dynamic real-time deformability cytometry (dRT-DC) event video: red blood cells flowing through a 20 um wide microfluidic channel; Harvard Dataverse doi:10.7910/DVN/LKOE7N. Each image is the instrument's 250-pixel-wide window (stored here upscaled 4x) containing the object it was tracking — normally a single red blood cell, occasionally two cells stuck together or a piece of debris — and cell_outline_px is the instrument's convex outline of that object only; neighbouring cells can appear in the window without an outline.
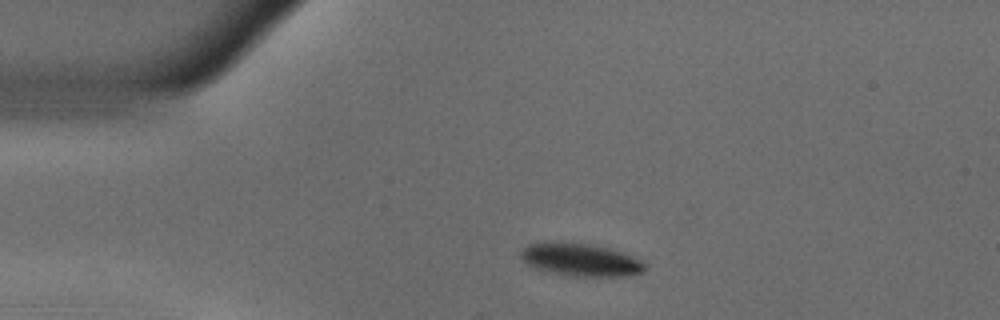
{"species": "common noctule bat (a hibernating species)", "species_latin": "Nyctalus noctula", "temperature_condition": "warm", "stored_images_in_passage": 44, "camera_frame_rate_fps": 3000, "um_per_image_px": 0.085, "animal": {"sex": "male", "body_mass_g": 18.8}, "frame": {"image": 1, "passage_image": 1, "time_ms": 0.0, "image_size_px": [1000, 320], "cell_outline_px": [[644, 272], [624, 276], [576, 276], [548, 272], [532, 268], [520, 256], [520, 252], [528, 244], [544, 240], [560, 240], [588, 244], [608, 248], [632, 256], [640, 260], [644, 264]], "centroid_in_image_um": [49.26, 22.05], "position_along_channel_um": 35.7, "area_um2": 23.93}}
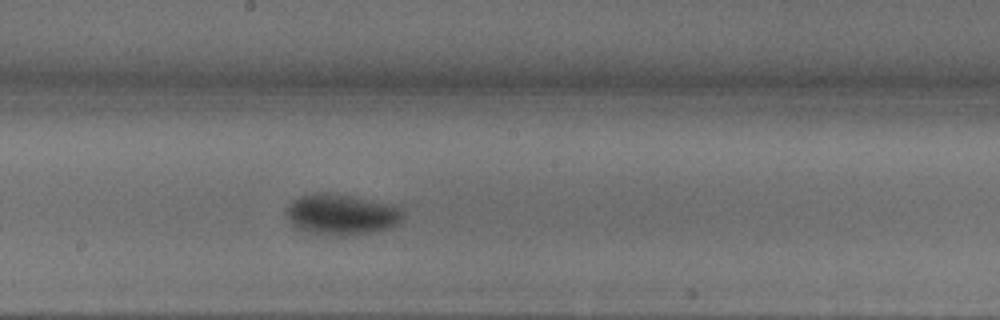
{"frame": {"image": 2, "passage_image": 19, "time_ms": 6.0, "image_size_px": [1000, 320], "cell_outline_px": [[404, 220], [388, 228], [376, 232], [348, 236], [316, 236], [296, 228], [288, 220], [284, 212], [284, 208], [292, 200], [300, 196], [316, 192], [324, 192], [352, 196], [396, 204], [404, 208]], "centroid_in_image_um": [29.02, 18.24], "position_along_channel_um": 219.2, "area_um2": 28.96}}
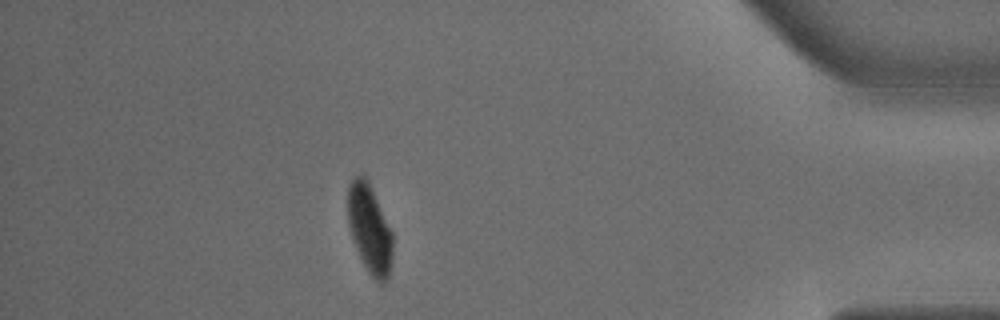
{"frame": {"image": 3, "passage_image": 38, "time_ms": 12.333, "image_size_px": [1000, 320], "cell_outline_px": [[392, 264], [388, 276], [384, 284], [380, 284], [368, 272], [352, 240], [348, 224], [348, 184], [356, 176], [364, 176], [368, 180], [392, 232]], "centroid_in_image_um": [31.42, 19.48], "position_along_channel_um": 403.8, "area_um2": 23.06}, "authors_computed_cell_mechanics": {"area_um2": 26.877, "velocity_mm_per_s": 3.6396, "shape_relaxation_time_tau1_ms": 3.7699, "shape_relaxation_time_tau2_ms": 2.4766, "deformation_change_tau1": 0.1582, "deformation_change_tau2": 0.0277}}